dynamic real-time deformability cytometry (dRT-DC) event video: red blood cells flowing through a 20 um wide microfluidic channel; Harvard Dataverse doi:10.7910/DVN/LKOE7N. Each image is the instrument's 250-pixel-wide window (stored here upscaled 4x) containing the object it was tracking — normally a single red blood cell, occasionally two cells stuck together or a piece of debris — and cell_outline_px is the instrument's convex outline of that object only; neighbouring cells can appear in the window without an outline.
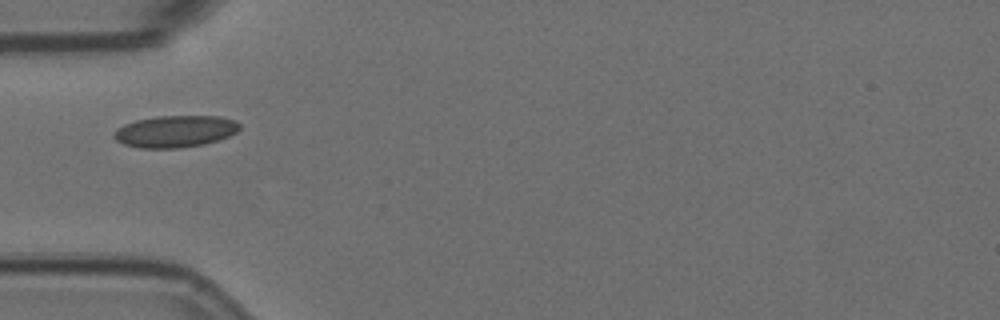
{"species": "Egyptian fruit bat (a non-hibernating species)", "species_latin": "Rousettus aegyptiacus", "temperature_condition": "room temperature", "stored_images_in_passage": 1, "camera_frame_rate_fps": 3000, "um_per_image_px": 0.085, "animal": {"sex": "female"}, "frame": {"image": 1, "passage_image": 1, "time_ms": 0.0, "image_size_px": [1000, 320], "cell_outline_px": [[240, 128], [236, 132], [220, 140], [204, 144], [180, 148], [140, 148], [124, 144], [116, 140], [112, 136], [116, 128], [124, 124], [136, 120], [156, 116], [220, 116], [236, 120], [240, 124]], "centroid_in_image_um": [14.89, 11.16], "position_along_channel_um": 70.1, "area_um2": 23.52}}